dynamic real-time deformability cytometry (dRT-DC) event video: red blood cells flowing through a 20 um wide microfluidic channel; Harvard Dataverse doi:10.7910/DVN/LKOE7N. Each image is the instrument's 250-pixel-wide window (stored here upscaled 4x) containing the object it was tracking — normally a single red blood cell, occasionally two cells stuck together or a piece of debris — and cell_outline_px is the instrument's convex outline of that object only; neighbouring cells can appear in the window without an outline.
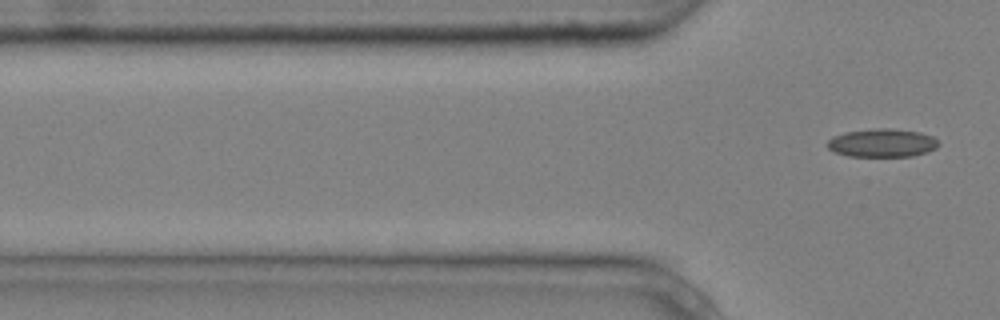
{"species": "common noctule bat (a hibernating species)", "species_latin": "Nyctalus noctula", "temperature_condition": "cold", "stored_images_in_passage": 7, "segment_of_instrument_passage": [2, 2], "camera_frame_rate_fps": 3000, "um_per_image_px": 0.085, "animal": {"sex": "male", "body_mass_g": 20.4}, "frame": {"image": 1, "passage_image": 7, "time_ms": 2.0, "image_size_px": [1000, 320], "cell_outline_px": [[940, 144], [936, 148], [928, 152], [912, 156], [848, 156], [836, 152], [828, 148], [828, 140], [832, 136], [844, 132], [872, 128], [892, 128], [920, 132], [932, 136]], "centroid_in_image_um": [74.99, 12.14], "position_along_channel_um": 50.8, "area_um2": 18.44}}